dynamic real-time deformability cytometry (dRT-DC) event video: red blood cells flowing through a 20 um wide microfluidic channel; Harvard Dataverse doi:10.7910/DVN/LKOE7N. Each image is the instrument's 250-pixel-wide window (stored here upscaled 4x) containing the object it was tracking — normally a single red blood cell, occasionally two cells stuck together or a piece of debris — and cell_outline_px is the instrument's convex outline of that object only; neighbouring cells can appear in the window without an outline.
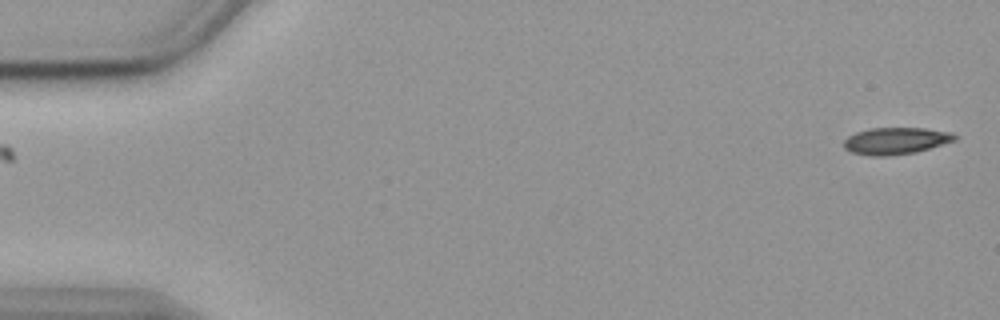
{"species": "common noctule bat (a hibernating species)", "species_latin": "Nyctalus noctula", "temperature_condition": "cold", "stored_images_in_passage": 55, "camera_frame_rate_fps": 3000, "um_per_image_px": 0.085, "animal": {"sex": "female", "body_mass_g": 19.9}, "frame": {"image": 1, "passage_image": 1, "time_ms": 0.0, "image_size_px": [1000, 320], "cell_outline_px": [[956, 140], [916, 152], [888, 156], [872, 156], [852, 152], [844, 148], [844, 140], [848, 136], [856, 132], [868, 128], [924, 128], [952, 132], [956, 136]], "centroid_in_image_um": [76.13, 11.97], "position_along_channel_um": 8.9, "area_um2": 17.34}}
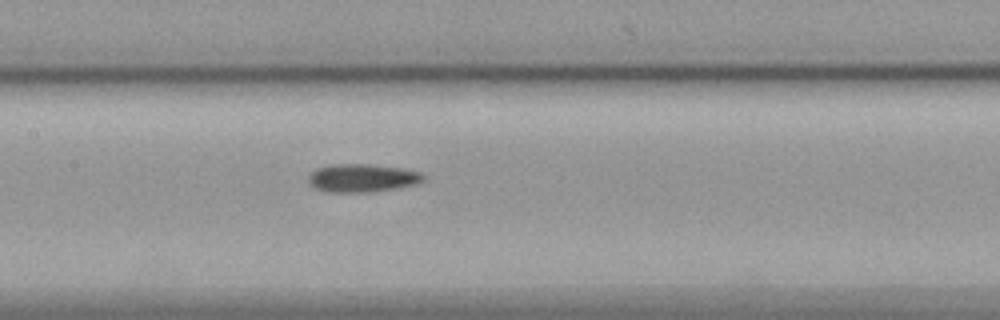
{"frame": {"image": 2, "passage_image": 26, "time_ms": 8.333, "image_size_px": [1000, 320], "cell_outline_px": [[428, 180], [416, 184], [376, 192], [324, 192], [308, 184], [308, 176], [316, 168], [332, 164], [368, 164], [404, 168], [420, 172], [428, 176]], "centroid_in_image_um": [30.83, 15.13], "position_along_channel_um": 176.6, "area_um2": 19.31}}
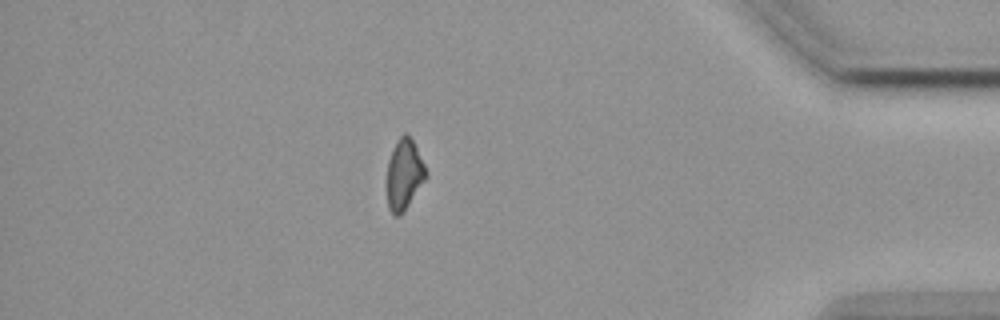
{"frame": {"image": 3, "passage_image": 48, "time_ms": 15.667, "image_size_px": [1000, 320], "cell_outline_px": [[428, 176], [404, 212], [400, 216], [392, 216], [388, 208], [388, 160], [396, 140], [404, 132], [408, 132], [428, 172]], "centroid_in_image_um": [34.37, 14.84], "position_along_channel_um": 400.8, "area_um2": 16.13}, "authors_computed_cell_mechanics": {"area_um2": 17.6868, "velocity_mm_per_s": 3.5955, "shape_relaxation_time_tau1_ms": 6.0903, "shape_relaxation_time_tau2_ms": null, "deformation_change_tau1": 0.1159, "deformation_change_tau2": null}}